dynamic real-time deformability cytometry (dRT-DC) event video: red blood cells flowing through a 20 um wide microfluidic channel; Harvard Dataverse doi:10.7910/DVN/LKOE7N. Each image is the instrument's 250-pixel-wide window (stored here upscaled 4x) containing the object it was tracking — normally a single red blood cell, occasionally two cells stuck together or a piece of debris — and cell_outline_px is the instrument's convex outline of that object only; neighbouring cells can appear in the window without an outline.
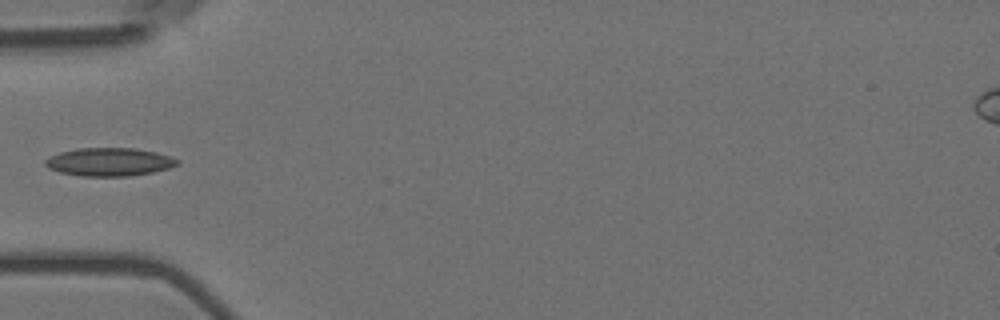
{"species": "Egyptian fruit bat (a non-hibernating species)", "species_latin": "Rousettus aegyptiacus", "temperature_condition": "room temperature", "stored_images_in_passage": 4, "camera_frame_rate_fps": 3000, "um_per_image_px": 0.085, "animal": {"sex": "female"}, "frame": {"image": 1, "passage_image": 4, "time_ms": 1.0, "image_size_px": [1000, 320], "cell_outline_px": [[180, 164], [168, 168], [152, 172], [128, 176], [80, 176], [60, 172], [48, 168], [44, 164], [44, 160], [60, 152], [76, 148], [136, 148], [156, 152], [180, 160]], "centroid_in_image_um": [9.28, 13.76], "position_along_channel_um": 75.7, "area_um2": 21.68}}